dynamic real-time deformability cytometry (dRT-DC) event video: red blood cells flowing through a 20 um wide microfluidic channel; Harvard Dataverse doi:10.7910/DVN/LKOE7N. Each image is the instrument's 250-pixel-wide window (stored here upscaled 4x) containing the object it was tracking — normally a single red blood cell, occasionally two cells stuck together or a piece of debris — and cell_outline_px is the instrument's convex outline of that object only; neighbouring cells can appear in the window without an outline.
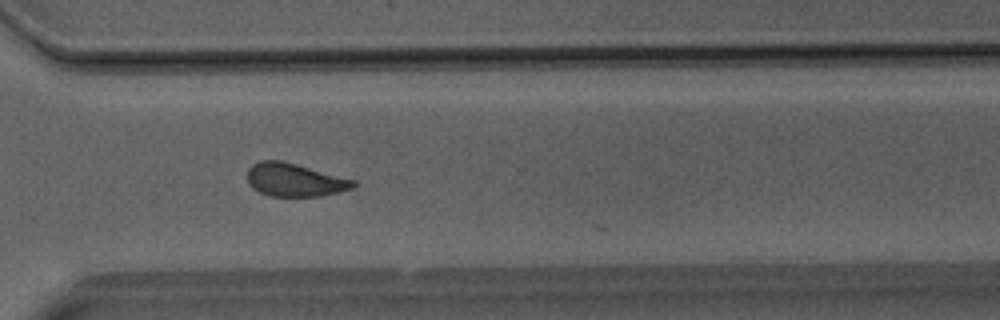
{"species": "Egyptian fruit bat (a non-hibernating species)", "species_latin": "Rousettus aegyptiacus", "temperature_condition": "room temperature", "stored_images_in_passage": 38, "camera_frame_rate_fps": 3000, "um_per_image_px": 0.085, "animal": {"sex": "male"}, "frame": {"image": 1, "passage_image": 27, "time_ms": 8.667, "image_size_px": [1000, 320], "cell_outline_px": [[356, 184], [352, 188], [320, 196], [268, 196], [252, 188], [248, 184], [248, 168], [252, 164], [260, 160], [280, 160], [296, 164], [356, 180]], "centroid_in_image_um": [25.01, 15.29], "position_along_channel_um": 345.6, "area_um2": 20.4}}
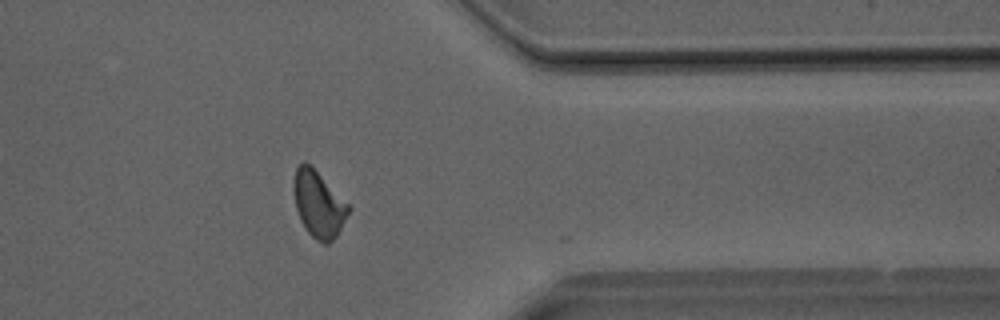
{"frame": {"image": 2, "passage_image": 30, "time_ms": 9.667, "image_size_px": [1000, 320], "cell_outline_px": [[352, 208], [336, 236], [328, 244], [324, 244], [316, 240], [308, 232], [300, 220], [296, 208], [296, 168], [304, 160], [312, 164]], "centroid_in_image_um": [27.12, 17.35], "position_along_channel_um": 384.3, "area_um2": 20.87}}
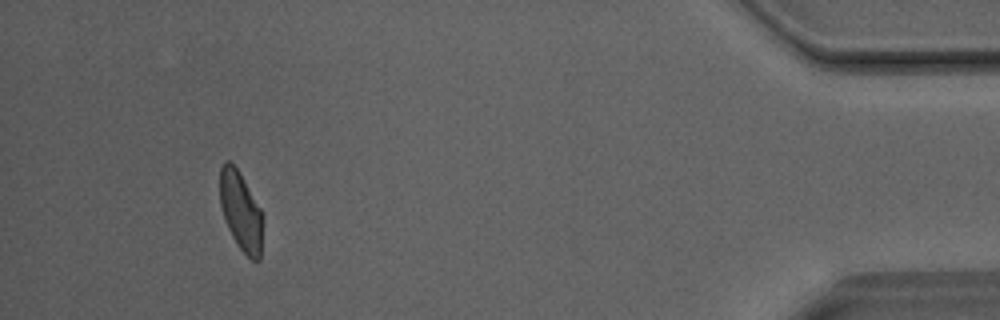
{"frame": {"image": 3, "passage_image": 35, "time_ms": 11.333, "image_size_px": [1000, 320], "cell_outline_px": [[264, 220], [260, 260], [252, 260], [236, 244], [228, 228], [220, 204], [220, 168], [224, 160], [228, 160], [240, 172], [260, 208], [264, 216]], "centroid_in_image_um": [20.49, 17.96], "position_along_channel_um": 414.7, "area_um2": 19.88}}